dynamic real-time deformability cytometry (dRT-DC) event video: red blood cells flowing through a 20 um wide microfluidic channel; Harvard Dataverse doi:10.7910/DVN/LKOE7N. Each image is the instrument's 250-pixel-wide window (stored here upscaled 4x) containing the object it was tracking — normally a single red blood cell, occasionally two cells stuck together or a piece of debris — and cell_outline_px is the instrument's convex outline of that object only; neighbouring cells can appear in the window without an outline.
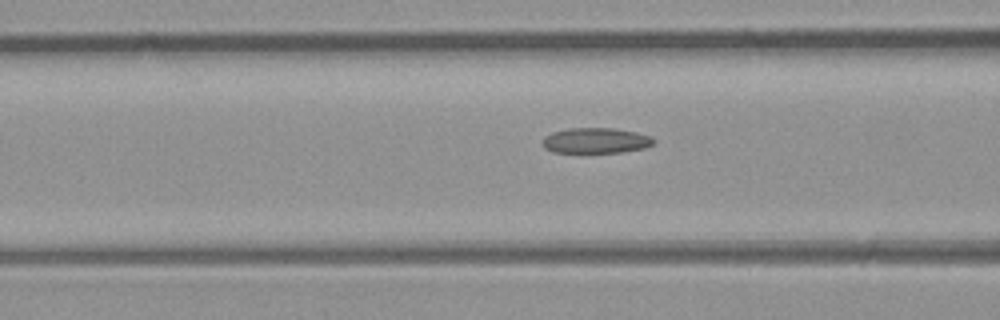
{"species": "common noctule bat (a hibernating species)", "species_latin": "Nyctalus noctula", "temperature_condition": "room temperature", "stored_images_in_passage": 9, "camera_frame_rate_fps": 3000, "um_per_image_px": 0.085, "animal": {"sex": "male", "body_mass_g": 23.1, "forearm_length_mm": 52.7}, "frame": {"image": 1, "passage_image": 7, "time_ms": 2.0, "image_size_px": [1000, 320], "cell_outline_px": [[656, 140], [652, 144], [644, 148], [620, 152], [552, 152], [544, 148], [544, 136], [552, 132], [568, 128], [612, 128], [636, 132], [652, 136]], "centroid_in_image_um": [50.65, 11.94], "position_along_channel_um": 115.9, "area_um2": 16.42}}